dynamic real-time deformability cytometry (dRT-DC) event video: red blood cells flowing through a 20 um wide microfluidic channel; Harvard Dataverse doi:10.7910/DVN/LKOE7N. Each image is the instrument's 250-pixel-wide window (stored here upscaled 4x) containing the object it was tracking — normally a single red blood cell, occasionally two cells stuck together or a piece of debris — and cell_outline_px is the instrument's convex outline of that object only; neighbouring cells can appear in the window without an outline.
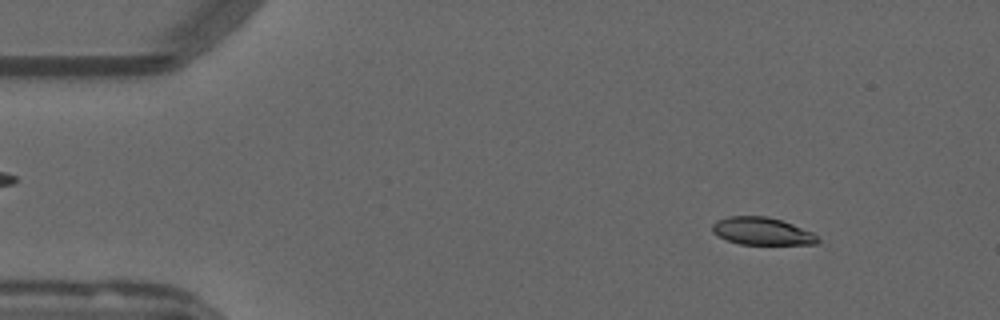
{"species": "common noctule bat (a hibernating species)", "species_latin": "Nyctalus noctula", "temperature_condition": "warm", "stored_images_in_passage": 53, "camera_frame_rate_fps": 3000, "um_per_image_px": 0.085, "animal": {"sex": "male", "forearm_length_mm": 52.5}, "frame": {"image": 1, "passage_image": 6, "time_ms": 1.667, "image_size_px": [1000, 320], "cell_outline_px": [[820, 240], [816, 244], [740, 244], [728, 240], [712, 232], [712, 224], [716, 220], [728, 216], [764, 216], [780, 220], [792, 224], [812, 232]], "centroid_in_image_um": [64.75, 19.65], "position_along_channel_um": 20.3, "area_um2": 16.7}}
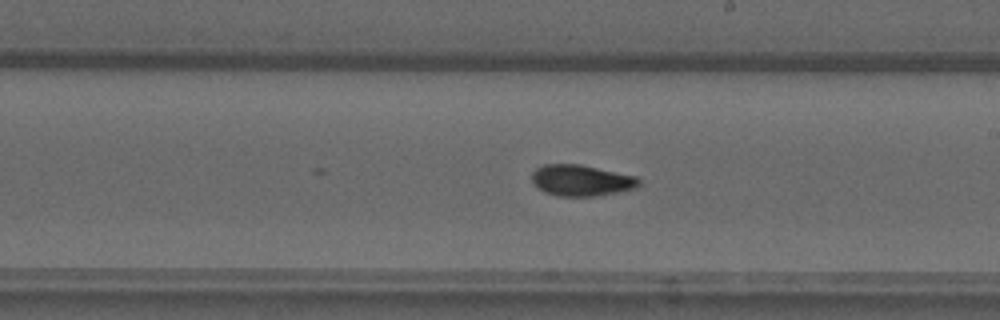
{"frame": {"image": 2, "passage_image": 30, "time_ms": 9.667, "image_size_px": [1000, 320], "cell_outline_px": [[640, 184], [636, 188], [620, 192], [596, 196], [556, 196], [544, 192], [532, 180], [532, 172], [536, 168], [544, 164], [580, 164], [636, 176], [640, 180]], "centroid_in_image_um": [49.43, 15.33], "position_along_channel_um": 239.6, "area_um2": 19.48}}
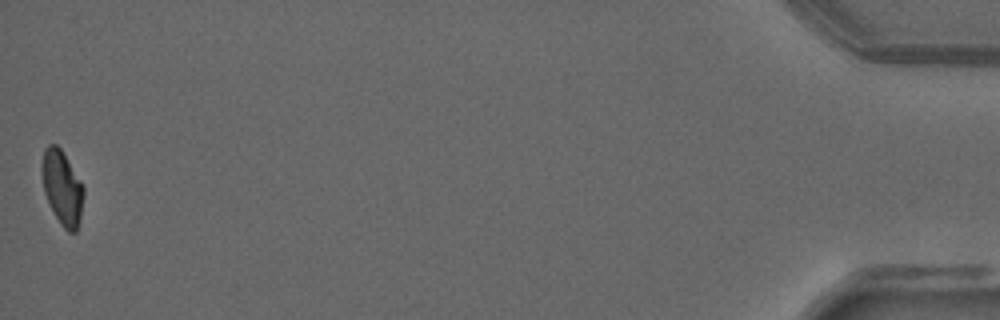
{"frame": {"image": 3, "passage_image": 53, "time_ms": 17.333, "image_size_px": [1000, 320], "cell_outline_px": [[84, 196], [80, 216], [76, 232], [68, 232], [60, 224], [44, 192], [40, 168], [44, 148], [48, 144], [56, 144], [60, 148], [84, 184]], "centroid_in_image_um": [5.28, 15.91], "position_along_channel_um": 429.9, "area_um2": 18.15}, "authors_computed_cell_mechanics": {"area_um2": 18.785, "velocity_mm_per_s": 3.7972, "shape_relaxation_time_tau1_ms": 7.3085, "shape_relaxation_time_tau2_ms": 2.5178, "deformation_change_tau1": 0.2252, "deformation_change_tau2": 0.0738}}